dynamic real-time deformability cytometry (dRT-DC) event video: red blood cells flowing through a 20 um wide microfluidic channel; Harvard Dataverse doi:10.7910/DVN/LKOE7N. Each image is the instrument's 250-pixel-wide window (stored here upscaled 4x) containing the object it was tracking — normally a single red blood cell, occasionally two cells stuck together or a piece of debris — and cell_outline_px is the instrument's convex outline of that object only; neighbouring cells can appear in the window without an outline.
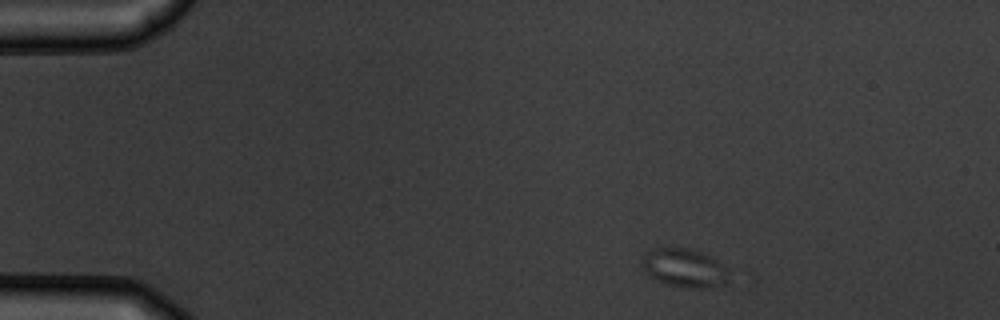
{"species": "common noctule bat (a hibernating species)", "species_latin": "Nyctalus noctula", "temperature_condition": "warm", "stored_images_in_passage": 3, "camera_frame_rate_fps": 3000, "um_per_image_px": 0.085, "animal": {"sex": "male", "body_mass_g": 19.5, "forearm_length_mm": 54.6}, "frame": {"image": 1, "passage_image": 1, "time_ms": 0.0, "image_size_px": [1000, 320], "cell_outline_px": [[732, 268], [728, 284], [712, 288], [688, 288], [664, 284], [648, 276], [640, 264], [640, 260], [644, 252], [652, 248], [688, 248], [712, 256]], "centroid_in_image_um": [58.23, 22.79], "position_along_channel_um": 26.8, "area_um2": 20.63}}